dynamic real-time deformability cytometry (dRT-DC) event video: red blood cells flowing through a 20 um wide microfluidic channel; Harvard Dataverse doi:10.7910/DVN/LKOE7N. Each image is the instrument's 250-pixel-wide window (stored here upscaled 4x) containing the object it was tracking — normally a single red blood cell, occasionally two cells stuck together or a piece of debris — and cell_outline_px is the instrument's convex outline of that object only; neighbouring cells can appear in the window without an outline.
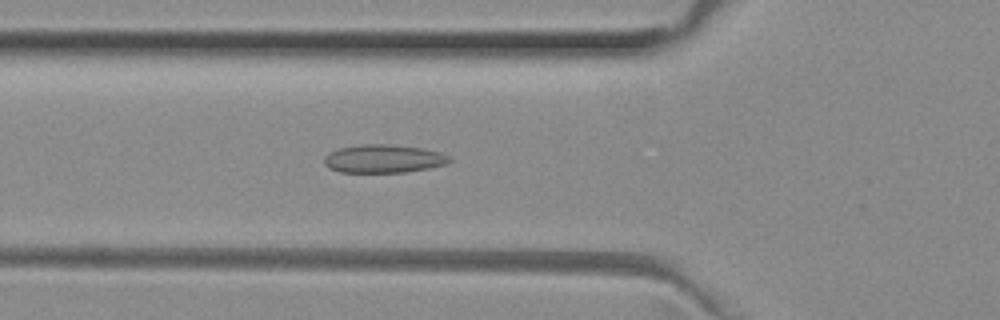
{"species": "common noctule bat (a hibernating species)", "species_latin": "Nyctalus noctula", "temperature_condition": "room temperature", "stored_images_in_passage": 51, "camera_frame_rate_fps": 3000, "um_per_image_px": 0.085, "animal": {"sex": "female", "body_mass_g": 29.2, "forearm_length_mm": 56.3}, "frame": {"image": 1, "passage_image": 18, "time_ms": 5.667, "image_size_px": [1000, 320], "cell_outline_px": [[452, 160], [448, 164], [428, 168], [404, 172], [340, 172], [328, 168], [324, 164], [324, 156], [328, 152], [336, 148], [360, 144], [388, 144], [420, 148], [440, 152], [448, 156]], "centroid_in_image_um": [32.55, 13.49], "position_along_channel_um": 93.2, "area_um2": 20.75}}
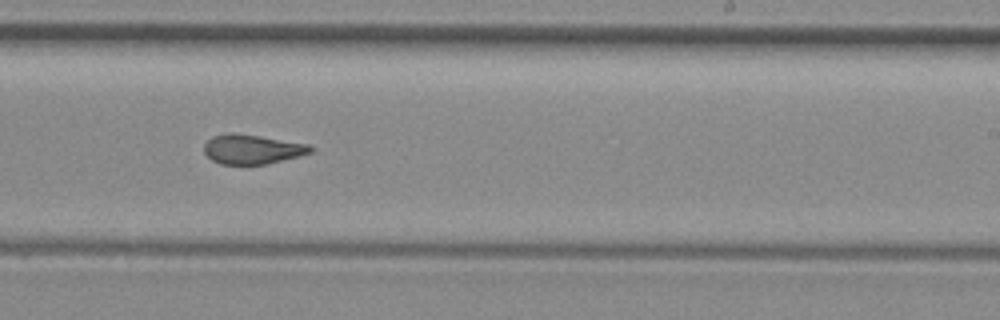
{"frame": {"image": 2, "passage_image": 31, "time_ms": 10.0, "image_size_px": [1000, 320], "cell_outline_px": [[312, 152], [264, 164], [220, 164], [212, 160], [204, 152], [204, 144], [212, 136], [228, 132], [232, 132], [260, 136], [308, 144], [312, 148]], "centroid_in_image_um": [21.37, 12.67], "position_along_channel_um": 267.6, "area_um2": 18.03}}
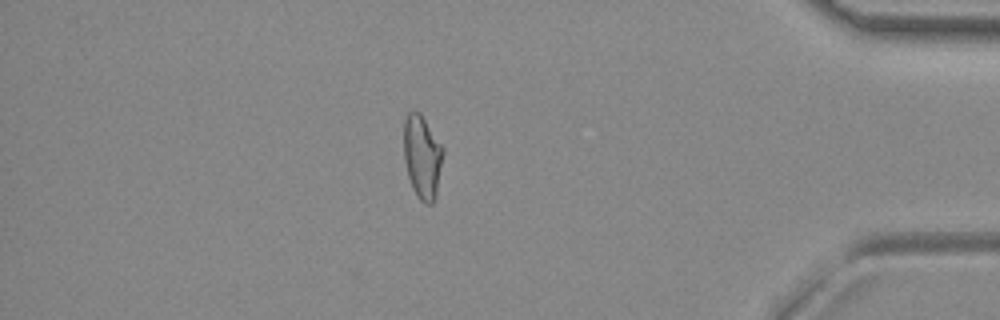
{"frame": {"image": 3, "passage_image": 44, "time_ms": 14.333, "image_size_px": [1000, 320], "cell_outline_px": [[444, 152], [436, 196], [432, 204], [424, 204], [416, 196], [412, 188], [408, 176], [404, 160], [404, 120], [408, 112], [420, 112], [444, 148]], "centroid_in_image_um": [35.89, 13.35], "position_along_channel_um": 399.3, "area_um2": 19.25}, "authors_computed_cell_mechanics": {"area_um2": 19.4786, "velocity_mm_per_s": 4.026, "shape_relaxation_time_tau1_ms": null, "shape_relaxation_time_tau2_ms": 1.89, "deformation_change_tau1": null, "deformation_change_tau2": 0.1003}}